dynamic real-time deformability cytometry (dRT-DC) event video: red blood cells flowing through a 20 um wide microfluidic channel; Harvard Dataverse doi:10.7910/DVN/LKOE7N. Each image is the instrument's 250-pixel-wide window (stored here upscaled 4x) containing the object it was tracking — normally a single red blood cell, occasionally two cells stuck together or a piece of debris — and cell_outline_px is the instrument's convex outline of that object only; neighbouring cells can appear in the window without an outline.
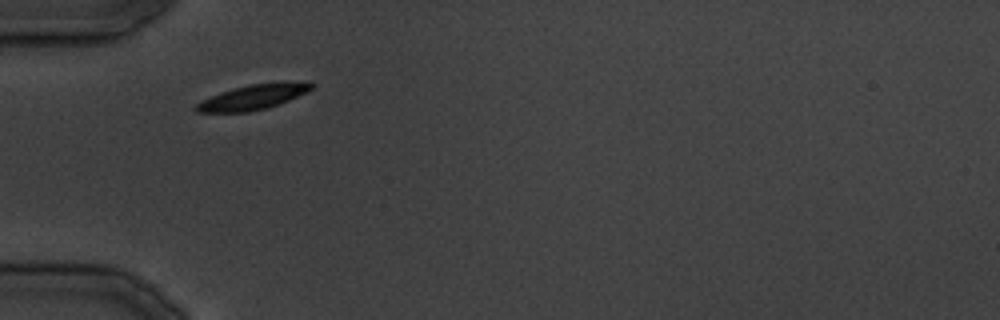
{"species": "common noctule bat (a hibernating species)", "species_latin": "Nyctalus noctula", "temperature_condition": "cold", "stored_images_in_passage": 25, "camera_frame_rate_fps": 3000, "um_per_image_px": 0.085, "animal": {"sex": "male", "body_mass_g": 19.5, "forearm_length_mm": 54.6}, "frame": {"image": 1, "passage_image": 1, "time_ms": 0.0, "image_size_px": [1000, 320], "cell_outline_px": [[316, 84], [312, 88], [280, 104], [268, 108], [248, 112], [196, 112], [192, 108], [196, 104], [212, 96], [236, 88], [252, 84]], "centroid_in_image_um": [21.37, 8.32], "position_along_channel_um": 63.6, "area_um2": 15.66}}
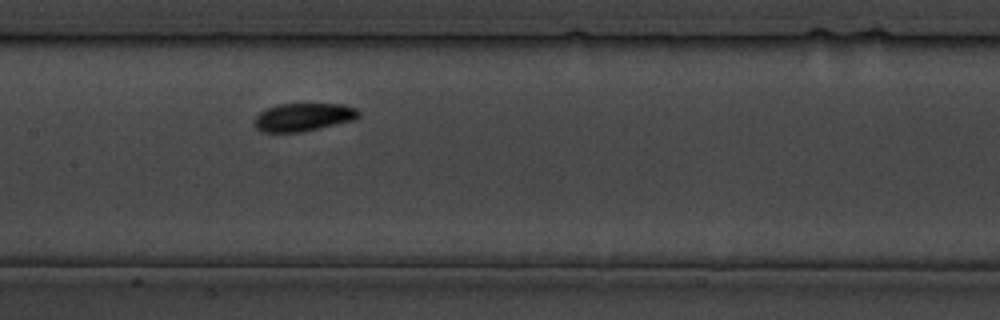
{"frame": {"image": 2, "passage_image": 8, "time_ms": 8.0, "image_size_px": [1000, 320], "cell_outline_px": [[360, 116], [356, 120], [300, 132], [260, 132], [256, 128], [256, 116], [260, 112], [268, 108], [280, 104], [344, 104], [356, 108], [360, 112]], "centroid_in_image_um": [25.84, 9.95], "position_along_channel_um": 181.6, "area_um2": 16.99}}
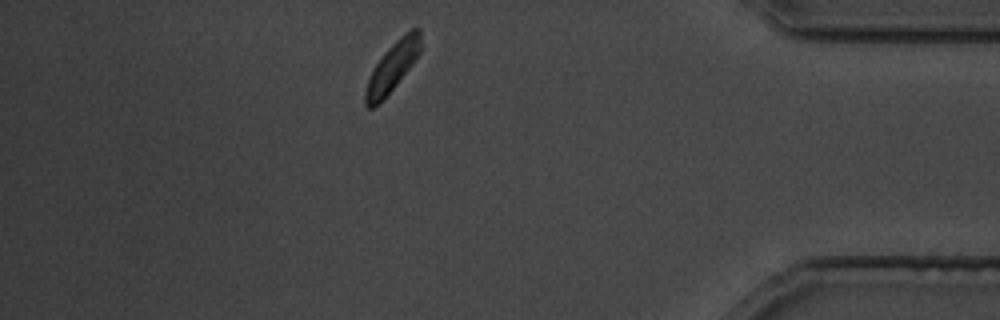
{"frame": {"image": 3, "passage_image": 21, "time_ms": 24.667, "image_size_px": [1000, 320], "cell_outline_px": [[420, 52], [412, 64], [396, 84], [372, 108], [368, 108], [364, 104], [364, 92], [372, 68], [384, 52], [404, 32], [412, 28], [420, 28]], "centroid_in_image_um": [33.33, 5.64], "position_along_channel_um": 401.9, "area_um2": 15.49}}